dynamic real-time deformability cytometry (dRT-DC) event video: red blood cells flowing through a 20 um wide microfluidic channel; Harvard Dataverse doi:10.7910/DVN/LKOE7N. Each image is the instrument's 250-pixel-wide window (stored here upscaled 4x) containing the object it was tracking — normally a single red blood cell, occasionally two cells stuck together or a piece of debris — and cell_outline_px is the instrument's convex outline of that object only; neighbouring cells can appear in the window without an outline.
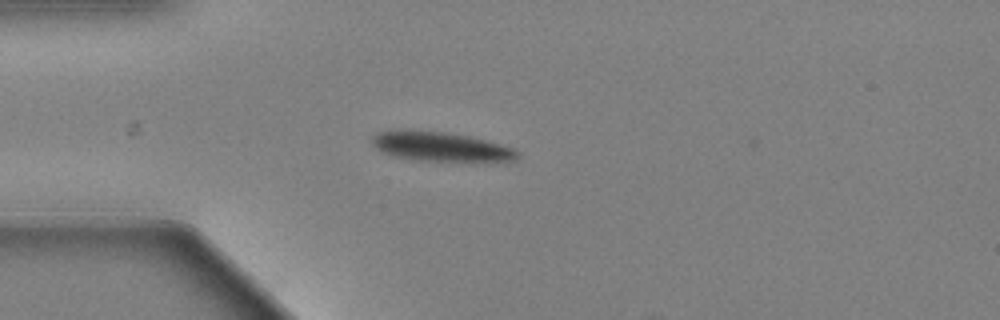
{"species": "Egyptian fruit bat (a non-hibernating species)", "species_latin": "Rousettus aegyptiacus", "temperature_condition": "warm", "stored_images_in_passage": 14, "camera_frame_rate_fps": 3000, "um_per_image_px": 0.085, "animal": {"sex": "female"}, "frame": {"image": 1, "passage_image": 1, "time_ms": 0.0, "image_size_px": [1000, 320], "cell_outline_px": [[520, 156], [512, 160], [420, 160], [392, 156], [384, 152], [372, 140], [380, 132], [444, 132], [468, 136], [500, 144], [512, 148], [520, 152]], "centroid_in_image_um": [37.56, 12.48], "position_along_channel_um": 47.4, "area_um2": 23.18}}